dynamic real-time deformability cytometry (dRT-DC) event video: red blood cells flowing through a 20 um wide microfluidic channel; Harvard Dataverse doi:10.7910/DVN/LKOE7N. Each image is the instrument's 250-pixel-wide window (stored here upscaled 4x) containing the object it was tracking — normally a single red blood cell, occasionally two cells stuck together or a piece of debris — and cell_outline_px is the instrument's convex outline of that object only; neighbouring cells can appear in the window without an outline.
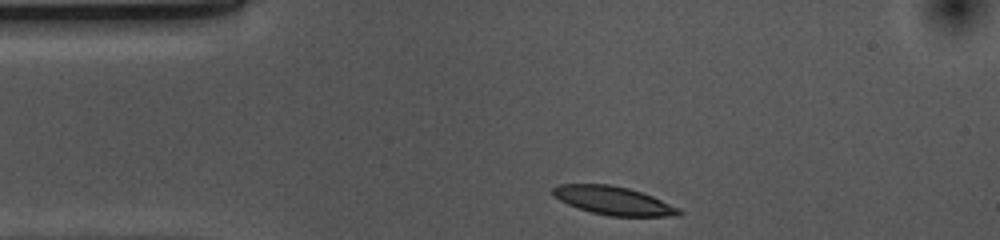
{"species": "common noctule bat (a hibernating species)", "species_latin": "Nyctalus noctula", "temperature_condition": "cold", "stored_images_in_passage": 32, "camera_frame_rate_fps": 3000, "um_per_image_px": 0.085, "animal": {"sex": "female", "body_mass_g": 10.0, "forearm_length_mm": 53.1}, "frame": {"image": 1, "passage_image": 1, "time_ms": 0.0, "image_size_px": [1000, 240], "cell_outline_px": [[684, 212], [680, 216], [608, 216], [592, 212], [568, 204], [552, 196], [552, 188], [560, 184], [608, 184], [628, 188], [652, 196], [680, 208]], "centroid_in_image_um": [52.16, 17.06], "position_along_channel_um": 32.8, "area_um2": 20.81}}
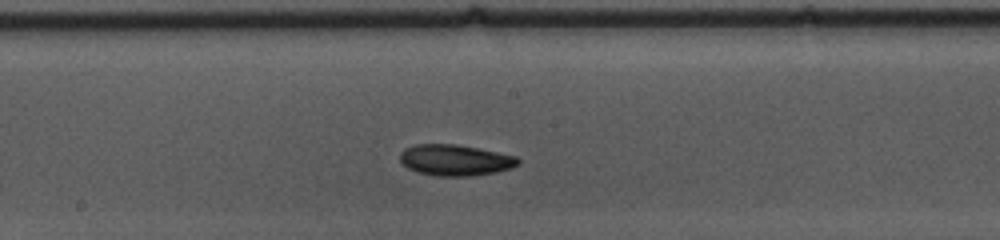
{"frame": {"image": 2, "passage_image": 18, "time_ms": 5.667, "image_size_px": [1000, 240], "cell_outline_px": [[520, 164], [512, 168], [496, 172], [468, 176], [436, 176], [416, 172], [400, 164], [400, 152], [404, 148], [416, 144], [456, 144], [516, 156], [520, 160]], "centroid_in_image_um": [38.66, 13.61], "position_along_channel_um": 209.5, "area_um2": 21.5}}
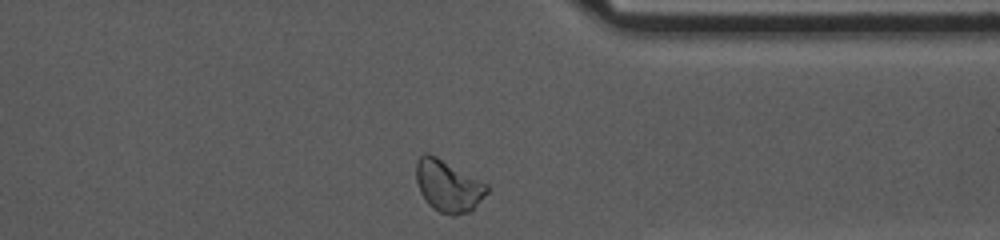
{"frame": {"image": 3, "passage_image": 32, "time_ms": 10.333, "image_size_px": [1000, 240], "cell_outline_px": [[488, 192], [472, 212], [456, 216], [452, 216], [440, 212], [432, 208], [428, 204], [420, 192], [416, 180], [416, 160], [424, 152], [428, 152], [436, 156], [488, 184]], "centroid_in_image_um": [38.1, 15.82], "position_along_channel_um": 373.3, "area_um2": 21.62}, "authors_computed_cell_mechanics": {"area_um2": 20.808, "velocity_mm_per_s": 3.659, "shape_relaxation_time_tau1_ms": 6.6828, "shape_relaxation_time_tau2_ms": 9.6929, "deformation_change_tau1": 0.1324, "deformation_change_tau2": 0.1477}}